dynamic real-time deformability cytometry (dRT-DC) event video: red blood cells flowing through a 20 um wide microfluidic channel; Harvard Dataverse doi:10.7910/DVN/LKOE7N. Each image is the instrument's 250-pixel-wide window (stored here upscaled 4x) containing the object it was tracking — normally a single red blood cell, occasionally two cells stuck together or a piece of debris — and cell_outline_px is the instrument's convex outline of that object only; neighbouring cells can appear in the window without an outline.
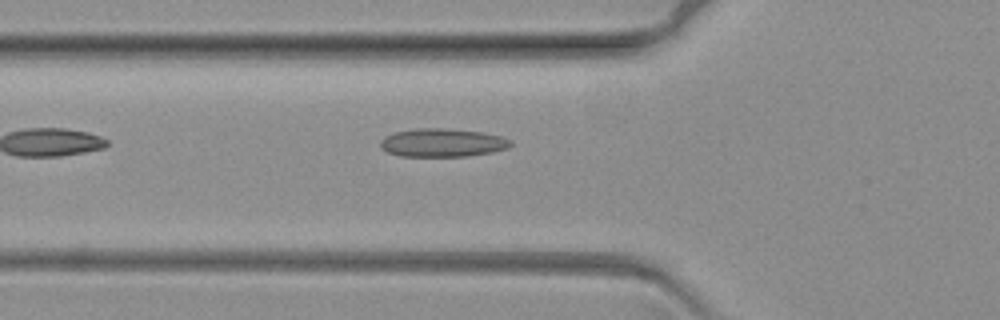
{"species": "common noctule bat (a hibernating species)", "species_latin": "Nyctalus noctula", "temperature_condition": "warm", "stored_images_in_passage": 47, "camera_frame_rate_fps": 3000, "um_per_image_px": 0.085, "animal": {"sex": "female", "body_mass_g": 19.3, "forearm_length_mm": 54.1}, "frame": {"image": 1, "passage_image": 3, "time_ms": 0.667, "image_size_px": [1000, 320], "cell_outline_px": [[512, 144], [508, 148], [492, 152], [464, 156], [400, 156], [388, 152], [380, 148], [380, 140], [384, 136], [396, 132], [416, 128], [444, 128], [480, 132], [504, 136], [512, 140]], "centroid_in_image_um": [37.61, 12.12], "position_along_channel_um": 88.2, "area_um2": 21.56}}
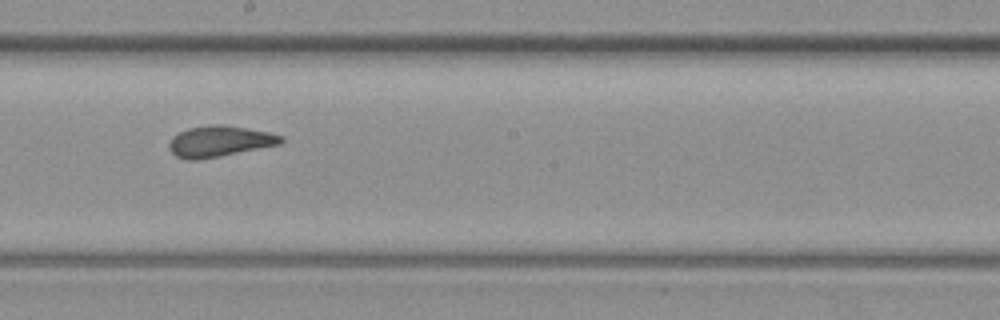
{"frame": {"image": 2, "passage_image": 17, "time_ms": 5.333, "image_size_px": [1000, 320], "cell_outline_px": [[284, 140], [280, 144], [220, 156], [196, 160], [188, 160], [176, 156], [168, 148], [168, 144], [172, 136], [188, 128], [208, 124], [224, 124], [248, 128], [268, 132], [284, 136]], "centroid_in_image_um": [18.65, 12.0], "position_along_channel_um": 229.6, "area_um2": 20.29}}
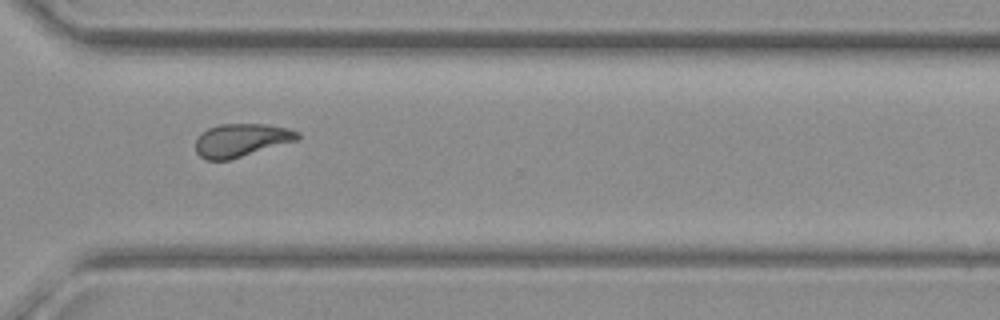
{"frame": {"image": 3, "passage_image": 29, "time_ms": 9.333, "image_size_px": [1000, 320], "cell_outline_px": [[300, 140], [228, 160], [208, 160], [200, 156], [196, 152], [196, 140], [208, 128], [220, 124], [268, 124], [288, 128], [300, 132]], "centroid_in_image_um": [20.57, 11.91], "position_along_channel_um": 350.0, "area_um2": 19.71}}